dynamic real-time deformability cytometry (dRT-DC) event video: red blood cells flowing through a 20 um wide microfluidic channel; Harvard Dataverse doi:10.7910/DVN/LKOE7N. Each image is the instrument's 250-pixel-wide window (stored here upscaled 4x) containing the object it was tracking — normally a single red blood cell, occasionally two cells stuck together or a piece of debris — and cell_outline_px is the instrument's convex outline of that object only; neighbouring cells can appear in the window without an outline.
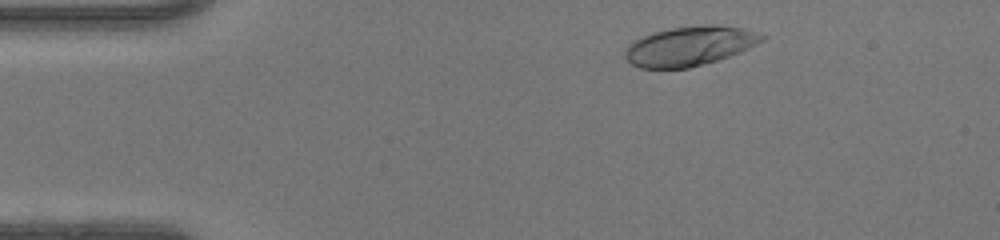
{"species": "human", "species_latin": "Homo sapiens", "temperature_condition": "warm", "stored_images_in_passage": 43, "camera_frame_rate_fps": 3000, "um_per_image_px": 0.085, "donor": {"sex": "female"}, "frame": {"image": 1, "passage_image": 3, "time_ms": 0.667, "image_size_px": [1000, 240], "cell_outline_px": [[768, 36], [764, 40], [740, 52], [704, 64], [688, 68], [640, 68], [632, 64], [624, 56], [624, 48], [628, 44], [644, 36], [656, 32], [672, 28], [708, 24], [716, 24], [744, 28]], "centroid_in_image_um": [58.64, 3.91], "position_along_channel_um": 26.4, "area_um2": 31.33}}
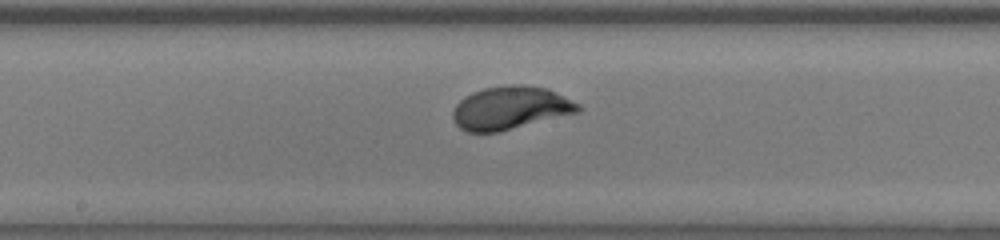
{"frame": {"image": 2, "passage_image": 20, "time_ms": 6.333, "image_size_px": [1000, 240], "cell_outline_px": [[580, 112], [500, 132], [468, 132], [460, 128], [452, 120], [452, 112], [456, 104], [464, 96], [472, 92], [484, 88], [508, 84], [520, 84], [548, 88], [580, 104]], "centroid_in_image_um": [43.37, 9.17], "position_along_channel_um": 204.8, "area_um2": 31.79}}
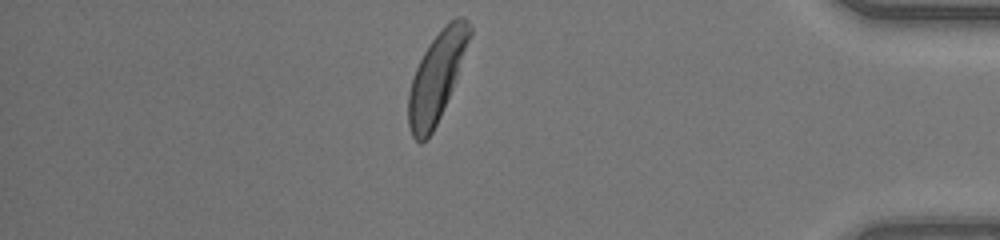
{"frame": {"image": 3, "passage_image": 36, "time_ms": 11.667, "image_size_px": [1000, 240], "cell_outline_px": [[472, 32], [452, 88], [440, 116], [432, 132], [420, 144], [412, 136], [408, 124], [408, 92], [416, 68], [428, 44], [456, 16], [464, 16], [468, 20], [472, 28]], "centroid_in_image_um": [37.1, 6.55], "position_along_channel_um": 398.1, "area_um2": 30.81}, "authors_computed_cell_mechanics": {"area_um2": 30.9808, "velocity_mm_per_s": 4.3569, "shape_relaxation_time_tau1_ms": 2.4184, "shape_relaxation_time_tau2_ms": null, "deformation_change_tau1": 0.1993, "deformation_change_tau2": null}}